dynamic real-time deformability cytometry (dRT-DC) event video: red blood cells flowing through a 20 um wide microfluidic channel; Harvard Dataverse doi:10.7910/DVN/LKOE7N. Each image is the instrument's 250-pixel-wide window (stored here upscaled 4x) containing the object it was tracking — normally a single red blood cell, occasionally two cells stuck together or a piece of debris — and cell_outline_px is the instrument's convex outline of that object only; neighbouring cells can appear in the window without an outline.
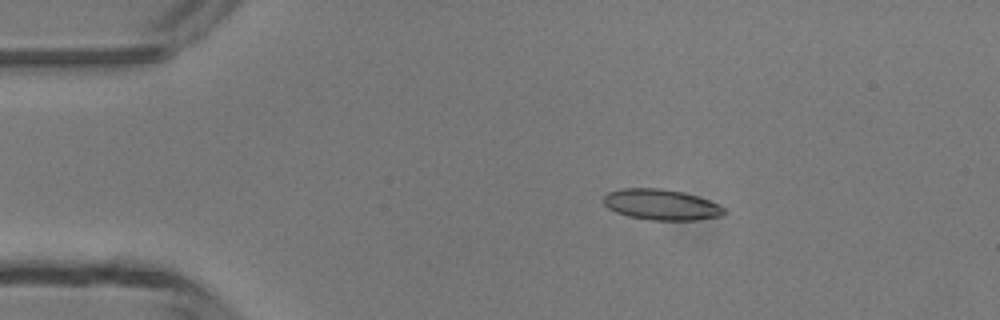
{"species": "common noctule bat (a hibernating species)", "species_latin": "Nyctalus noctula", "temperature_condition": "room temperature", "stored_images_in_passage": 5, "camera_frame_rate_fps": 3000, "um_per_image_px": 0.085, "animal": {"sex": "male", "body_mass_g": 13.3}, "frame": {"image": 1, "passage_image": 2, "time_ms": 1.333, "image_size_px": [1000, 320], "cell_outline_px": [[728, 212], [724, 216], [696, 220], [652, 220], [628, 216], [616, 212], [608, 208], [604, 204], [604, 196], [608, 192], [620, 188], [660, 188], [684, 192], [708, 200], [724, 208]], "centroid_in_image_um": [56.21, 17.39], "position_along_channel_um": 28.8, "area_um2": 21.68}}
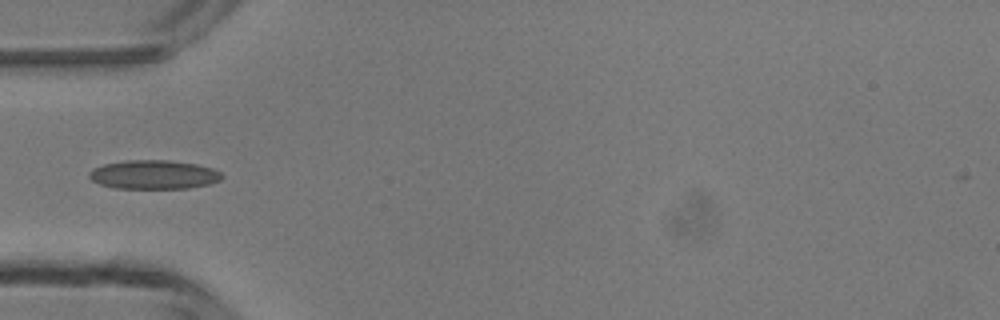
{"frame": {"image": 2, "passage_image": 4, "time_ms": 3.667, "image_size_px": [1000, 320], "cell_outline_px": [[224, 176], [220, 180], [208, 184], [188, 188], [116, 188], [100, 184], [92, 180], [88, 176], [88, 172], [92, 168], [104, 164], [128, 160], [168, 160], [196, 164], [212, 168], [220, 172]], "centroid_in_image_um": [13.05, 14.84], "position_along_channel_um": 71.9, "area_um2": 22.31}}
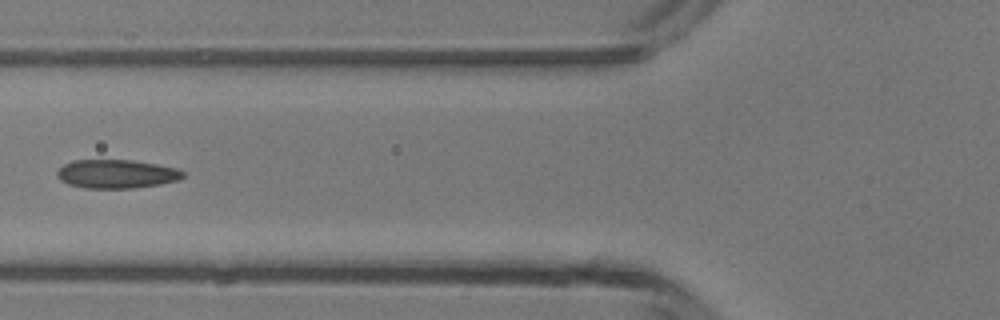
{"frame": {"image": 3, "passage_image": 5, "time_ms": 4.667, "image_size_px": [1000, 320], "cell_outline_px": [[184, 176], [180, 180], [160, 184], [132, 188], [84, 188], [68, 184], [60, 180], [56, 176], [56, 172], [64, 164], [72, 160], [132, 160], [156, 164], [176, 168], [184, 172]], "centroid_in_image_um": [9.89, 14.78], "position_along_channel_um": 115.9, "area_um2": 21.1}}